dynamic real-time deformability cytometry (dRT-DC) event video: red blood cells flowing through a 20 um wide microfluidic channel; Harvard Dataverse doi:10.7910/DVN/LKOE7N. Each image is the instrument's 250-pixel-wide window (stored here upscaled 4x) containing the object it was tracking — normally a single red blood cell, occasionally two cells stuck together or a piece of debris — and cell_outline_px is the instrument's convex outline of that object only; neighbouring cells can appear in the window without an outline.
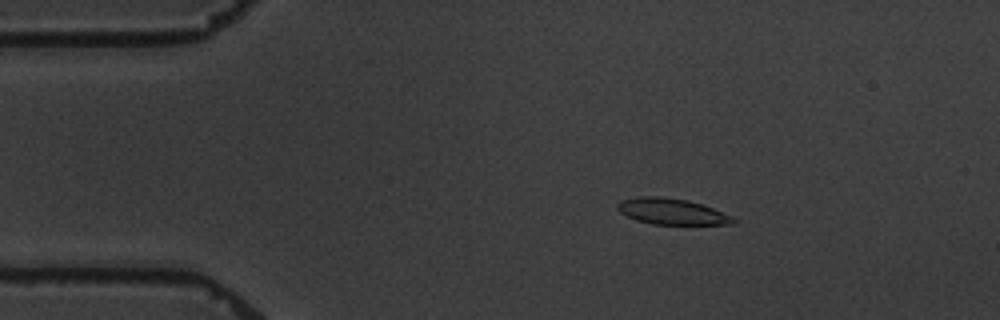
{"species": "common noctule bat (a hibernating species)", "species_latin": "Nyctalus noctula", "temperature_condition": "warm", "stored_images_in_passage": 3, "camera_frame_rate_fps": 3000, "um_per_image_px": 0.085, "animal": {"sex": "male", "body_mass_g": 19.5, "forearm_length_mm": 54.6}, "frame": {"image": 1, "passage_image": 1, "time_ms": 0.0, "image_size_px": [1000, 320], "cell_outline_px": [[736, 220], [732, 224], [652, 224], [636, 220], [620, 212], [616, 208], [616, 204], [620, 200], [640, 196], [660, 196], [688, 200], [712, 208], [732, 216]], "centroid_in_image_um": [57.05, 17.97], "position_along_channel_um": 28.0, "area_um2": 17.46}}